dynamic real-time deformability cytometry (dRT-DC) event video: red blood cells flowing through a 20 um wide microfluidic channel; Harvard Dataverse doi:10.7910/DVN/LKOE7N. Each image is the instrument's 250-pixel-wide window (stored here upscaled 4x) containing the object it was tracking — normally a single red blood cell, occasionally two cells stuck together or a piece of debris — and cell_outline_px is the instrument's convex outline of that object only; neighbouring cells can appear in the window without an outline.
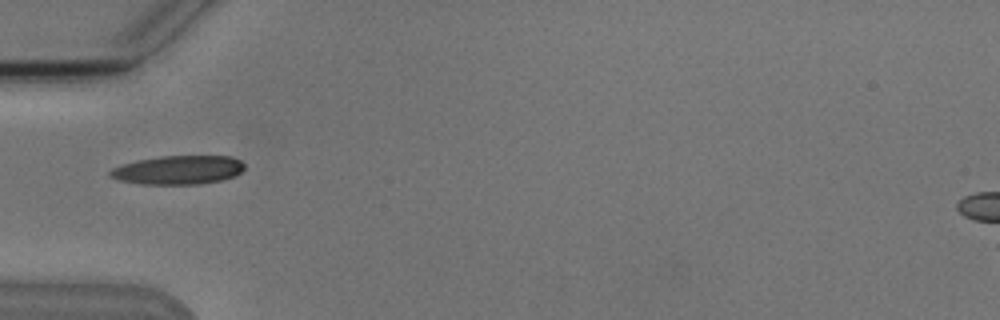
{"species": "Egyptian fruit bat (a non-hibernating species)", "species_latin": "Rousettus aegyptiacus", "temperature_condition": "cold", "stored_images_in_passage": 5, "camera_frame_rate_fps": 3000, "um_per_image_px": 0.085, "animal": {"sex": "male"}, "frame": {"image": 1, "passage_image": 2, "time_ms": 1.333, "image_size_px": [1000, 320], "cell_outline_px": [[244, 168], [240, 172], [232, 176], [220, 180], [200, 184], [140, 184], [120, 180], [108, 176], [108, 172], [112, 168], [120, 164], [136, 160], [160, 156], [232, 156], [240, 160], [244, 164]], "centroid_in_image_um": [15.1, 14.44], "position_along_channel_um": 69.9, "area_um2": 22.6}}
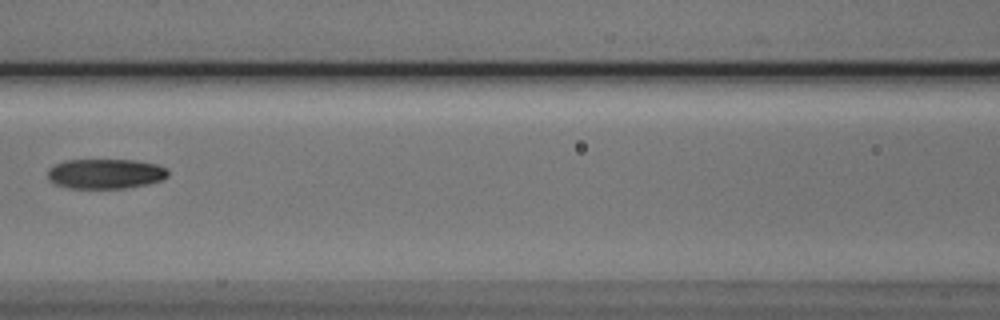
{"frame": {"image": 2, "passage_image": 4, "time_ms": 3.667, "image_size_px": [1000, 320], "cell_outline_px": [[168, 176], [160, 180], [144, 184], [124, 188], [68, 188], [56, 184], [48, 180], [48, 168], [52, 164], [64, 160], [136, 160], [156, 164], [168, 168]], "centroid_in_image_um": [8.92, 14.75], "position_along_channel_um": 157.7, "area_um2": 21.04}}
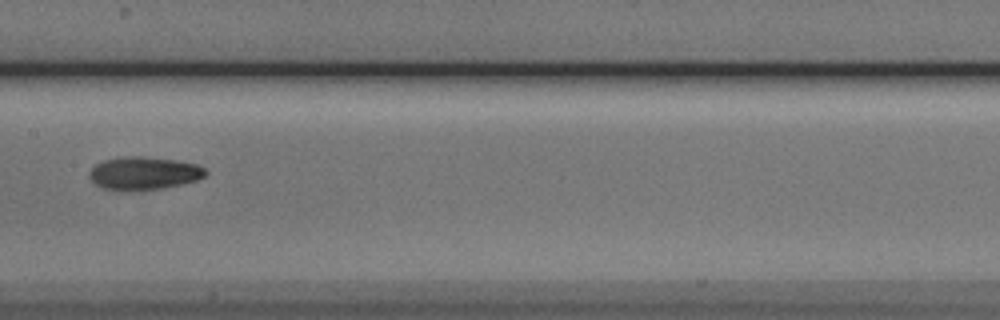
{"frame": {"image": 3, "passage_image": 5, "time_ms": 4.667, "image_size_px": [1000, 320], "cell_outline_px": [[208, 172], [204, 176], [196, 180], [180, 184], [160, 188], [104, 188], [96, 184], [88, 176], [88, 172], [96, 164], [104, 160], [120, 156], [140, 156], [172, 160], [196, 164], [204, 168]], "centroid_in_image_um": [12.22, 14.68], "position_along_channel_um": 195.2, "area_um2": 21.44}}